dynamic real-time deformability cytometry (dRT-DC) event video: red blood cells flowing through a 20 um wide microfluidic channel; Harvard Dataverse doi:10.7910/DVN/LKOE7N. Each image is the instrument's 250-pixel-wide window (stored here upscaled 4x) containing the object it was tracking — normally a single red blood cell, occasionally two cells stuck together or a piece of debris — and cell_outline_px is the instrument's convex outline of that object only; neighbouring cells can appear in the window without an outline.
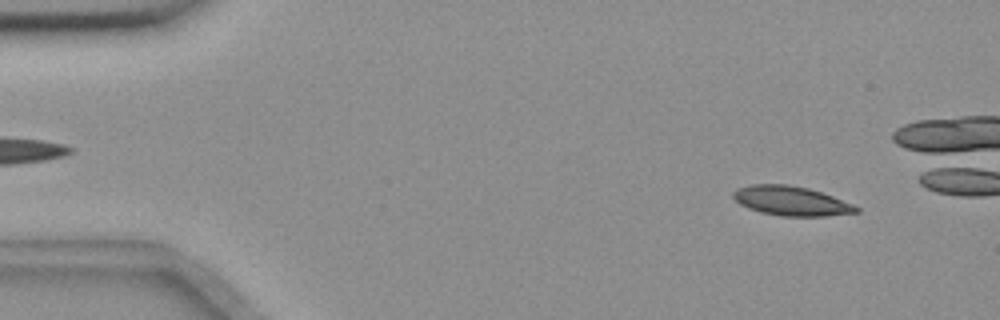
{"species": "common noctule bat (a hibernating species)", "species_latin": "Nyctalus noctula", "temperature_condition": "room temperature", "stored_images_in_passage": 56, "camera_frame_rate_fps": 3000, "um_per_image_px": 0.085, "animal": {"sex": "female", "body_mass_g": 18.4}, "frame": {"image": 1, "passage_image": 5, "time_ms": 1.333, "image_size_px": [1000, 320], "cell_outline_px": [[860, 212], [824, 216], [780, 216], [760, 212], [748, 208], [740, 204], [732, 196], [732, 192], [736, 188], [752, 184], [788, 184], [808, 188], [832, 196], [852, 204], [860, 208]], "centroid_in_image_um": [67.22, 17.07], "position_along_channel_um": 17.8, "area_um2": 21.1}}
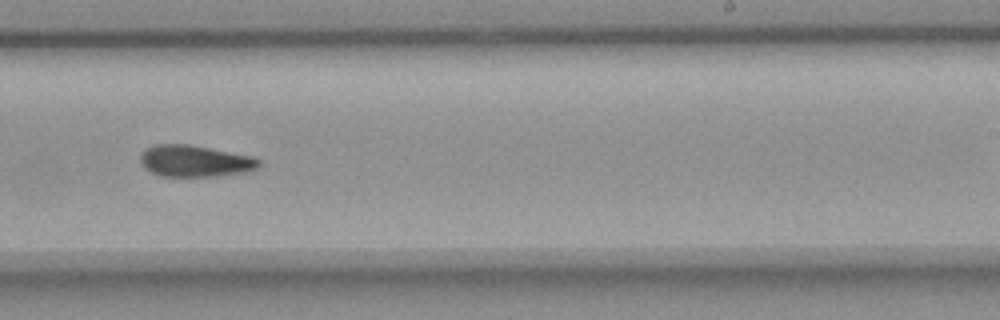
{"frame": {"image": 2, "passage_image": 34, "time_ms": 11.0, "image_size_px": [1000, 320], "cell_outline_px": [[260, 164], [256, 168], [244, 172], [220, 176], [160, 176], [152, 172], [140, 160], [140, 156], [148, 148], [156, 144], [188, 144], [256, 156], [260, 160]], "centroid_in_image_um": [16.64, 13.68], "position_along_channel_um": 272.4, "area_um2": 21.68}}
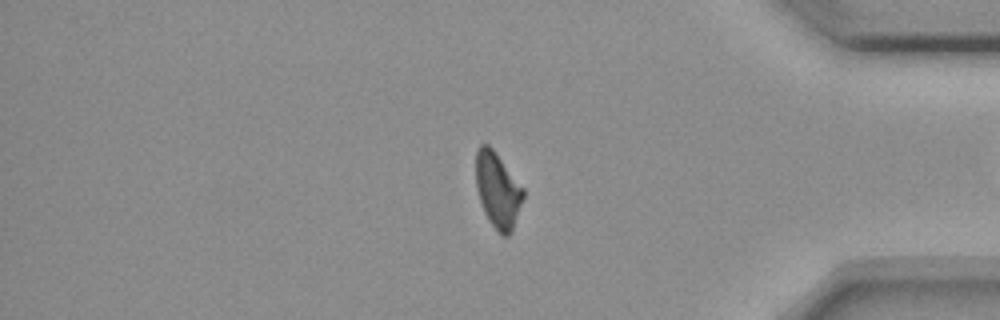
{"frame": {"image": 3, "passage_image": 46, "time_ms": 15.0, "image_size_px": [1000, 320], "cell_outline_px": [[524, 196], [512, 228], [508, 236], [500, 236], [484, 212], [476, 188], [476, 152], [480, 144], [488, 144], [492, 148], [524, 188]], "centroid_in_image_um": [42.29, 16.15], "position_along_channel_um": 392.9, "area_um2": 20.52}, "authors_computed_cell_mechanics": {"area_um2": 21.3571, "velocity_mm_per_s": 3.6565, "shape_relaxation_time_tau1_ms": 7.637, "shape_relaxation_time_tau2_ms": null, "deformation_change_tau1": 0.1664, "deformation_change_tau2": null}}